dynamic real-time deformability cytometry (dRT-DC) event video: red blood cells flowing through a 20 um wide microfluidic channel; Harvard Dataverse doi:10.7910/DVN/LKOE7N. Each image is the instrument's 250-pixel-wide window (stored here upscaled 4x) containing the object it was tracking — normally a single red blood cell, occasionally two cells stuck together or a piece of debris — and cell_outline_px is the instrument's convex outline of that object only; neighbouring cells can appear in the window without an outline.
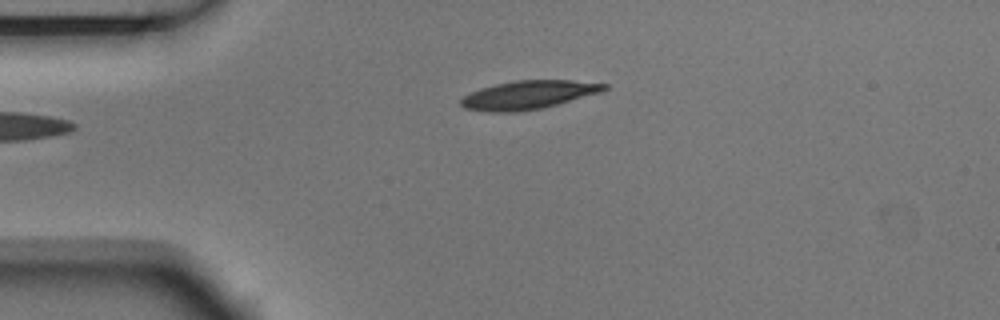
{"species": "Egyptian fruit bat (a non-hibernating species)", "species_latin": "Rousettus aegyptiacus", "temperature_condition": "room temperature", "stored_images_in_passage": 3, "camera_frame_rate_fps": 3000, "um_per_image_px": 0.085, "animal": {"sex": "male"}, "frame": {"image": 1, "passage_image": 3, "time_ms": 0.667, "image_size_px": [1000, 320], "cell_outline_px": [[608, 88], [600, 92], [556, 104], [540, 108], [516, 112], [488, 112], [464, 108], [460, 104], [460, 100], [464, 96], [480, 88], [496, 84], [516, 80], [572, 80], [608, 84]], "centroid_in_image_um": [44.88, 8.06], "position_along_channel_um": 40.1, "area_um2": 23.52}}